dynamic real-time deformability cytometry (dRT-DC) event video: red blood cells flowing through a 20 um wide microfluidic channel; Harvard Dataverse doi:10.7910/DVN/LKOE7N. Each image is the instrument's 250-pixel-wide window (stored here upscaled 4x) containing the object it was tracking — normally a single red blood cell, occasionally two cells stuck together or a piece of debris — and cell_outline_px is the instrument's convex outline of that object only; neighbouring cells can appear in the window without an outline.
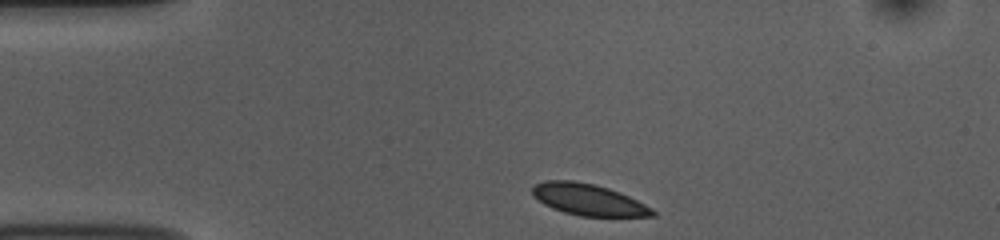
{"species": "common noctule bat (a hibernating species)", "species_latin": "Nyctalus noctula", "temperature_condition": "room temperature", "stored_images_in_passage": 36, "camera_frame_rate_fps": 3000, "um_per_image_px": 0.085, "animal": {"sex": "female", "body_mass_g": 10.0, "forearm_length_mm": 53.1}, "frame": {"image": 1, "passage_image": 1, "time_ms": 0.0, "image_size_px": [1000, 240], "cell_outline_px": [[656, 216], [580, 216], [564, 212], [552, 208], [544, 204], [532, 196], [532, 184], [544, 180], [572, 180], [596, 184], [608, 188], [628, 196], [652, 208], [656, 212]], "centroid_in_image_um": [49.96, 16.95], "position_along_channel_um": 35.0, "area_um2": 22.08}}
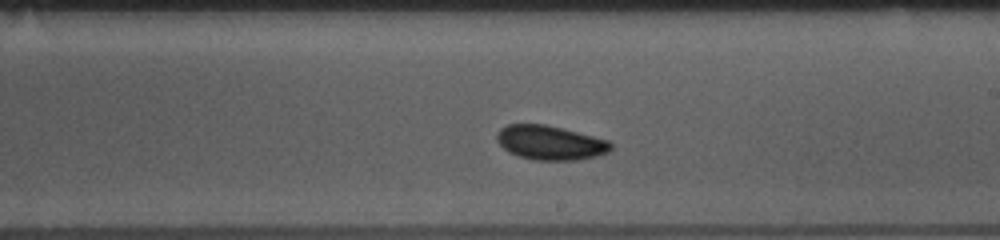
{"frame": {"image": 2, "passage_image": 21, "time_ms": 6.667, "image_size_px": [1000, 240], "cell_outline_px": [[612, 148], [608, 152], [596, 156], [576, 160], [532, 160], [508, 152], [496, 140], [496, 136], [500, 128], [508, 124], [544, 124], [608, 140], [612, 144]], "centroid_in_image_um": [46.74, 12.13], "position_along_channel_um": 242.3, "area_um2": 22.6}}
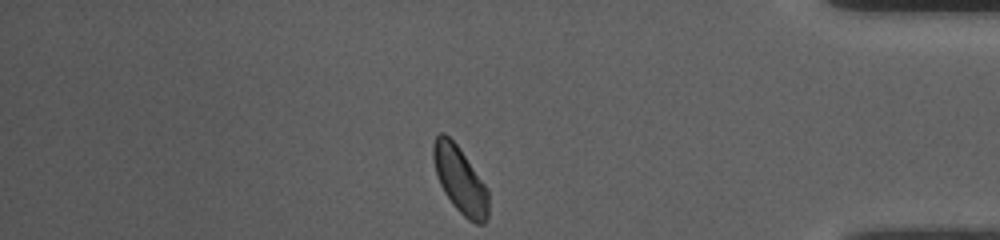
{"frame": {"image": 3, "passage_image": 36, "time_ms": 11.667, "image_size_px": [1000, 240], "cell_outline_px": [[488, 216], [484, 224], [476, 224], [468, 220], [452, 204], [444, 192], [436, 176], [432, 156], [432, 144], [436, 136], [440, 132], [444, 132], [460, 148], [488, 188]], "centroid_in_image_um": [39.1, 15.28], "position_along_channel_um": 396.1, "area_um2": 21.62}, "authors_computed_cell_mechanics": {"area_um2": 22.4553, "velocity_mm_per_s": 3.6943, "shape_relaxation_time_tau1_ms": 2.2141, "shape_relaxation_time_tau2_ms": null, "deformation_change_tau1": 0.0481, "deformation_change_tau2": null}}